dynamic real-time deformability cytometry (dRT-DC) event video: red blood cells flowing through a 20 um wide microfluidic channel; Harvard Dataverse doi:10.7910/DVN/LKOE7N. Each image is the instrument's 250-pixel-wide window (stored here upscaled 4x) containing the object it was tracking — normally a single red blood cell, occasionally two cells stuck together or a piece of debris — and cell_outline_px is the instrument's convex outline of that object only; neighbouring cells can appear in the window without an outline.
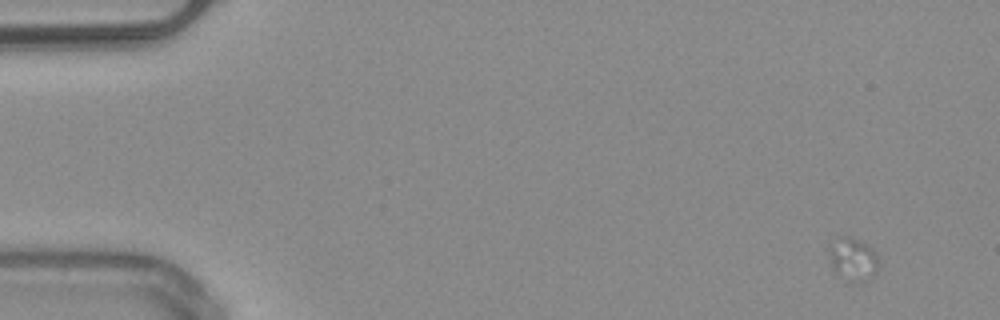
{"species": "common noctule bat (a hibernating species)", "species_latin": "Nyctalus noctula", "temperature_condition": "warm", "stored_images_in_passage": 14, "camera_frame_rate_fps": 3000, "um_per_image_px": 0.085, "animal": {"sex": "male", "body_mass_g": 20.4}, "frame": {"image": 1, "passage_image": 1, "time_ms": 0.0, "image_size_px": [1000, 320], "cell_outline_px": [[880, 268], [876, 272], [856, 284], [844, 284], [832, 268], [828, 252], [828, 248], [840, 236], [852, 236], [860, 240], [872, 248], [876, 252]], "centroid_in_image_um": [72.48, 22.08], "position_along_channel_um": 12.5, "area_um2": 12.95}}